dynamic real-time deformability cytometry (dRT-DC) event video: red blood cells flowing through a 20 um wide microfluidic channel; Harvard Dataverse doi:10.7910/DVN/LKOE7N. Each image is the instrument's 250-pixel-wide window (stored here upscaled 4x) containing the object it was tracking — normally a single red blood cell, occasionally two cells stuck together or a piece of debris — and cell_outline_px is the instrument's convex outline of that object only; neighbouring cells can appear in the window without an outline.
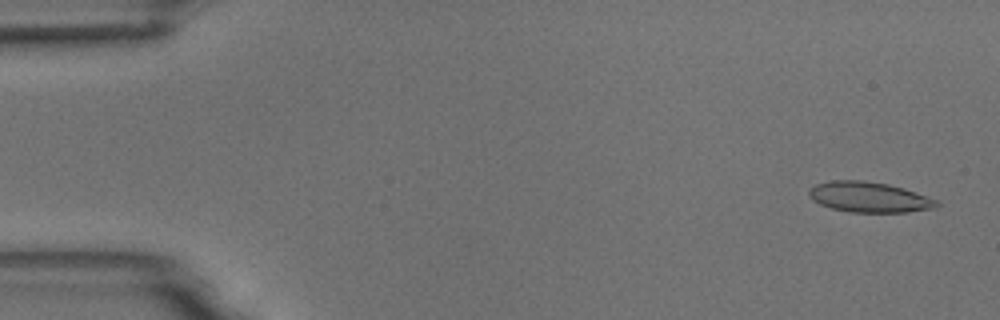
{"species": "common noctule bat (a hibernating species)", "species_latin": "Nyctalus noctula", "temperature_condition": "room temperature", "stored_images_in_passage": 55, "camera_frame_rate_fps": 3000, "um_per_image_px": 0.085, "animal": {"sex": "male", "body_mass_g": 18.8}, "frame": {"image": 1, "passage_image": 2, "time_ms": 0.333, "image_size_px": [1000, 320], "cell_outline_px": [[940, 204], [936, 208], [908, 212], [848, 212], [832, 208], [820, 204], [812, 200], [808, 196], [808, 192], [816, 184], [832, 180], [860, 180], [888, 184], [904, 188], [936, 200]], "centroid_in_image_um": [73.87, 16.76], "position_along_channel_um": 11.1, "area_um2": 22.54}}
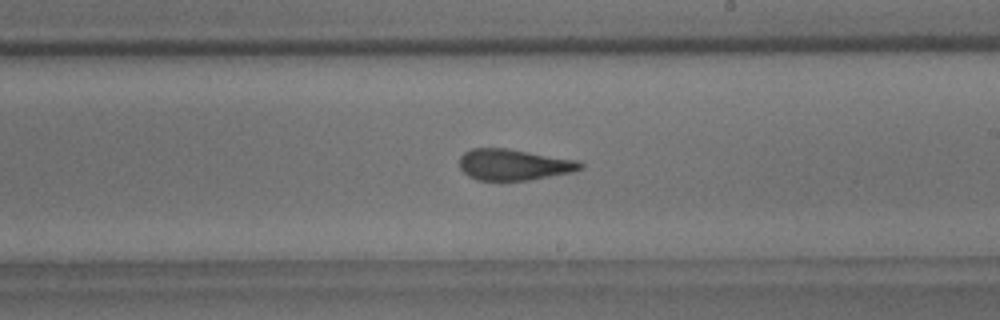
{"frame": {"image": 2, "passage_image": 31, "time_ms": 10.0, "image_size_px": [1000, 320], "cell_outline_px": [[584, 168], [572, 172], [528, 180], [476, 180], [468, 176], [460, 168], [460, 156], [464, 152], [472, 148], [504, 148], [580, 160], [584, 164]], "centroid_in_image_um": [43.69, 13.99], "position_along_channel_um": 245.3, "area_um2": 21.96}}
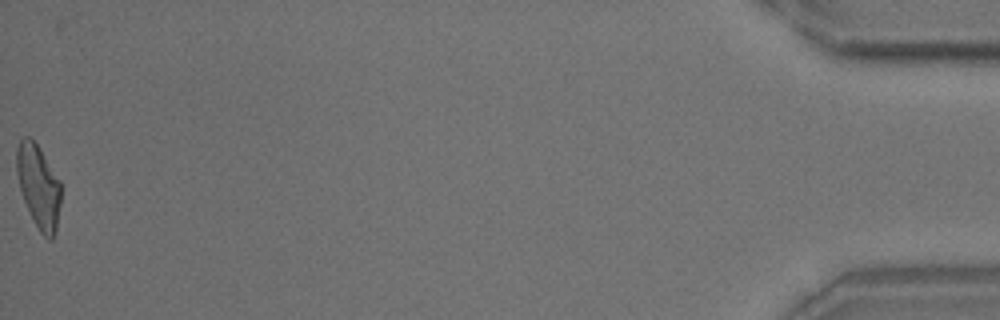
{"frame": {"image": 3, "passage_image": 54, "time_ms": 17.667, "image_size_px": [1000, 320], "cell_outline_px": [[60, 204], [56, 232], [52, 240], [48, 240], [40, 232], [24, 200], [20, 188], [16, 172], [16, 148], [20, 140], [24, 136], [28, 136], [36, 144], [60, 180]], "centroid_in_image_um": [3.27, 15.85], "position_along_channel_um": 431.9, "area_um2": 21.21}, "authors_computed_cell_mechanics": {"area_um2": 22.3686, "velocity_mm_per_s": 3.7288, "shape_relaxation_time_tau1_ms": 6.4199, "shape_relaxation_time_tau2_ms": 1.9488, "deformation_change_tau1": 0.2095, "deformation_change_tau2": 0.1031}}